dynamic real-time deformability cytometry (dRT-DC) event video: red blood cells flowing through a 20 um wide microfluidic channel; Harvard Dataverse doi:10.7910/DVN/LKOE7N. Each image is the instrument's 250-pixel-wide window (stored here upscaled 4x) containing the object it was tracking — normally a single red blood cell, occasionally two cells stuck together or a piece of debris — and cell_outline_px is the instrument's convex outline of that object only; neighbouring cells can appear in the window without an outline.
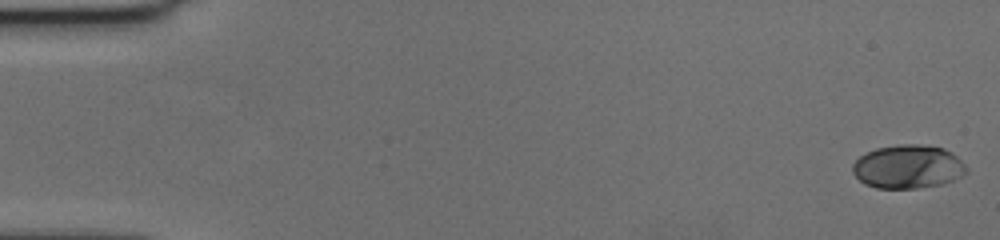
{"species": "human", "species_latin": "Homo sapiens", "temperature_condition": "cold", "stored_images_in_passage": 57, "camera_frame_rate_fps": 3000, "um_per_image_px": 0.085, "donor": {"sex": "female"}, "frame": {"image": 1, "passage_image": 1, "time_ms": 0.0, "image_size_px": [1000, 240], "cell_outline_px": [[968, 172], [944, 184], [916, 188], [876, 188], [864, 184], [852, 172], [852, 164], [860, 156], [876, 148], [896, 144], [916, 144], [944, 148], [952, 152], [968, 168]], "centroid_in_image_um": [77.17, 14.17], "position_along_channel_um": 7.8, "area_um2": 28.96}}
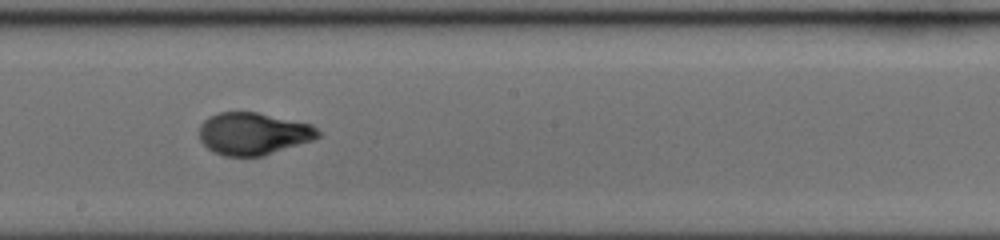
{"frame": {"image": 2, "passage_image": 32, "time_ms": 10.333, "image_size_px": [1000, 240], "cell_outline_px": [[320, 136], [312, 140], [264, 156], [224, 156], [212, 152], [200, 140], [200, 124], [208, 116], [220, 112], [256, 112], [312, 124], [320, 132]], "centroid_in_image_um": [21.52, 11.36], "position_along_channel_um": 226.7, "area_um2": 29.3}}
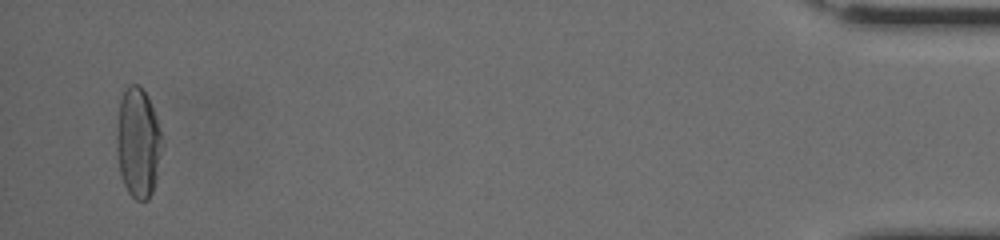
{"frame": {"image": 3, "passage_image": 55, "time_ms": 18.0, "image_size_px": [1000, 240], "cell_outline_px": [[164, 140], [156, 180], [152, 192], [148, 200], [136, 200], [128, 192], [124, 184], [120, 172], [116, 148], [116, 132], [120, 100], [124, 88], [128, 84], [136, 84], [148, 96], [156, 116]], "centroid_in_image_um": [11.75, 12.12], "position_along_channel_um": 423.5, "area_um2": 29.42}, "authors_computed_cell_mechanics": {"area_um2": 28.6688, "velocity_mm_per_s": 3.6523, "shape_relaxation_time_tau1_ms": 6.1051, "shape_relaxation_time_tau2_ms": null, "deformation_change_tau1": 0.2179, "deformation_change_tau2": null}}